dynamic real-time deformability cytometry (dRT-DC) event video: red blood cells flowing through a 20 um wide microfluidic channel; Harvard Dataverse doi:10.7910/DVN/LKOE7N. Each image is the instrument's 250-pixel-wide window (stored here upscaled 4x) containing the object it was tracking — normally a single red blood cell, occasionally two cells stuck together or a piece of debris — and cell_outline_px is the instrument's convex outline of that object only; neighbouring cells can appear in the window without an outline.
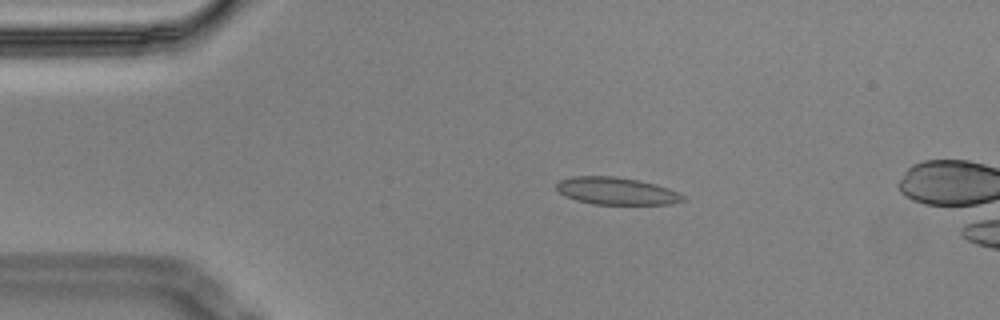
{"species": "Egyptian fruit bat (a non-hibernating species)", "species_latin": "Rousettus aegyptiacus", "temperature_condition": "cold", "stored_images_in_passage": 5, "camera_frame_rate_fps": 3000, "um_per_image_px": 0.085, "animal": {"sex": "male"}, "frame": {"image": 1, "passage_image": 3, "time_ms": 0.667, "image_size_px": [1000, 320], "cell_outline_px": [[688, 200], [672, 204], [592, 204], [576, 200], [560, 192], [556, 188], [556, 184], [560, 180], [572, 176], [616, 176], [656, 184], [668, 188], [688, 196]], "centroid_in_image_um": [52.46, 16.24], "position_along_channel_um": 32.5, "area_um2": 20.23}}